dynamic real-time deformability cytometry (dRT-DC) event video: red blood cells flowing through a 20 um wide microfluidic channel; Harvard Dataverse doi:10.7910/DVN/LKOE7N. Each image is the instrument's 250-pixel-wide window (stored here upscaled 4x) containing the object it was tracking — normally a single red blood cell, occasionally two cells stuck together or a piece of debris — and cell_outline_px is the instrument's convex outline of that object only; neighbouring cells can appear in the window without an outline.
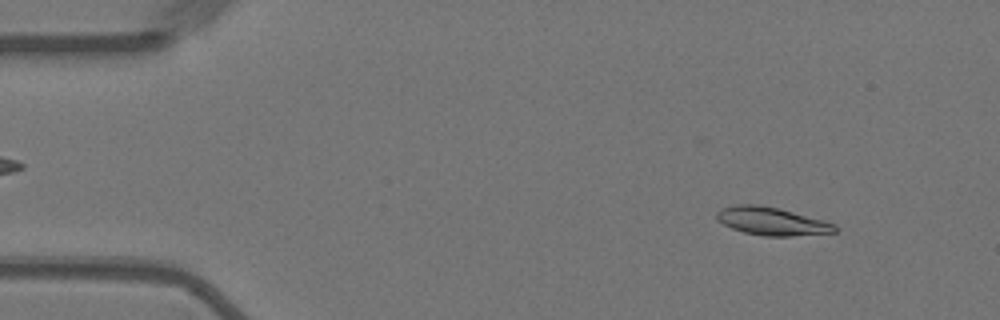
{"species": "Egyptian fruit bat (a non-hibernating species)", "species_latin": "Rousettus aegyptiacus", "temperature_condition": "warm", "stored_images_in_passage": 55, "camera_frame_rate_fps": 3000, "um_per_image_px": 0.085, "animal": {"sex": "female"}, "frame": {"image": 1, "passage_image": 5, "time_ms": 1.333, "image_size_px": [1000, 320], "cell_outline_px": [[836, 232], [792, 236], [764, 236], [744, 232], [732, 228], [716, 220], [716, 212], [720, 208], [736, 204], [760, 204], [780, 208], [824, 220], [836, 224]], "centroid_in_image_um": [65.58, 18.79], "position_along_channel_um": 19.4, "area_um2": 19.48}}
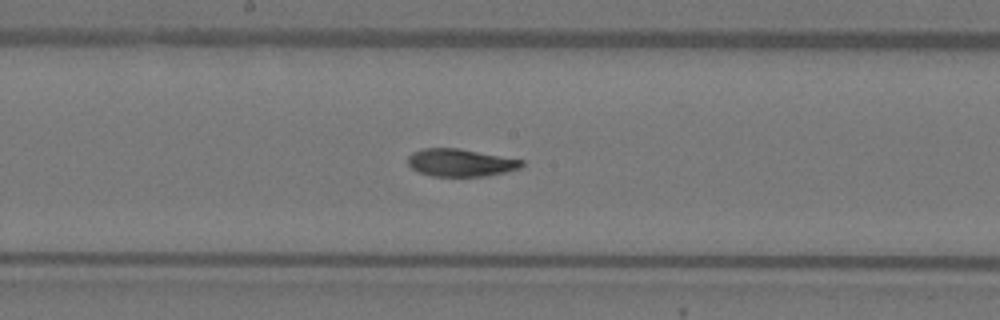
{"frame": {"image": 2, "passage_image": 28, "time_ms": 9.0, "image_size_px": [1000, 320], "cell_outline_px": [[524, 164], [520, 168], [488, 176], [432, 176], [420, 172], [412, 168], [408, 164], [408, 156], [412, 152], [424, 148], [456, 148], [524, 160]], "centroid_in_image_um": [39.14, 13.83], "position_along_channel_um": 209.1, "area_um2": 18.15}}
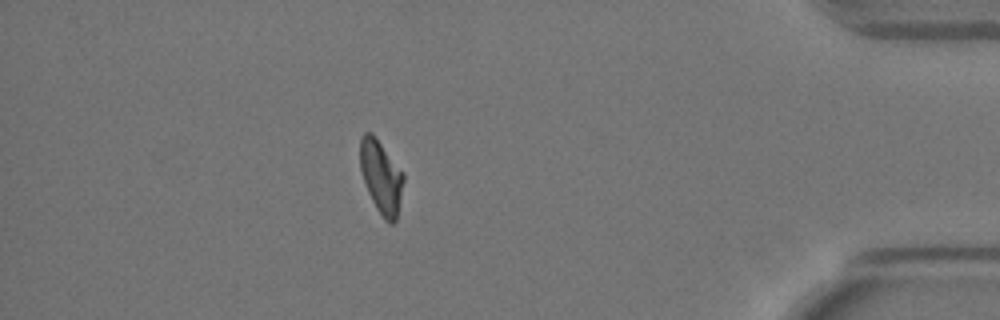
{"frame": {"image": 3, "passage_image": 48, "time_ms": 15.667, "image_size_px": [1000, 320], "cell_outline_px": [[404, 180], [396, 220], [392, 224], [388, 224], [384, 220], [376, 208], [368, 192], [360, 168], [360, 136], [364, 132], [372, 132], [404, 172]], "centroid_in_image_um": [32.4, 15.02], "position_along_channel_um": 402.8, "area_um2": 18.55}, "authors_computed_cell_mechanics": {"area_um2": 18.9584, "velocity_mm_per_s": 3.6008, "shape_relaxation_time_tau1_ms": 6.0922, "shape_relaxation_time_tau2_ms": 2.9458, "deformation_change_tau1": 0.1901, "deformation_change_tau2": 0.0735}}